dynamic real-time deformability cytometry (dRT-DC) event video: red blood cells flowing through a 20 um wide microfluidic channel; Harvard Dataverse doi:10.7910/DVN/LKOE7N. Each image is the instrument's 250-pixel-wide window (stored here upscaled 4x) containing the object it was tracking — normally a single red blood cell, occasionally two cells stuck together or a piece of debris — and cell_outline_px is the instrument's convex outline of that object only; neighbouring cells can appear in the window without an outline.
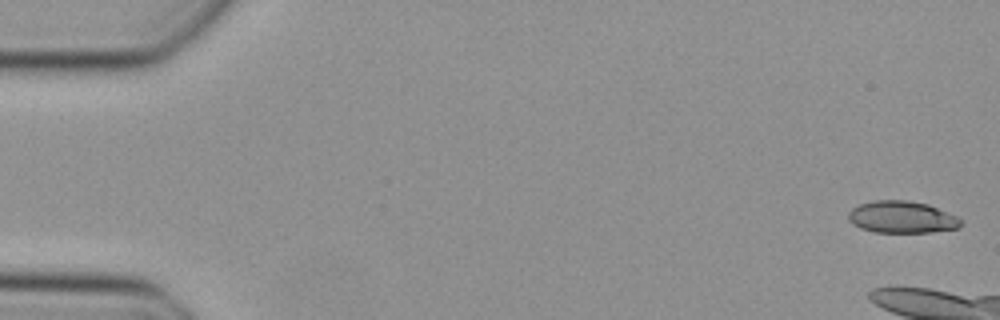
{"species": "Egyptian fruit bat (a non-hibernating species)", "species_latin": "Rousettus aegyptiacus", "temperature_condition": "cold", "stored_images_in_passage": 13, "camera_frame_rate_fps": 3000, "um_per_image_px": 0.085, "animal": {"sex": "female"}, "frame": {"image": 1, "passage_image": 1, "time_ms": 0.0, "image_size_px": [1000, 320], "cell_outline_px": [[960, 228], [932, 232], [876, 232], [860, 228], [852, 224], [848, 220], [848, 212], [852, 208], [860, 204], [872, 200], [908, 200], [928, 204], [956, 216], [960, 220]], "centroid_in_image_um": [76.62, 18.45], "position_along_channel_um": 8.4, "area_um2": 20.98}}
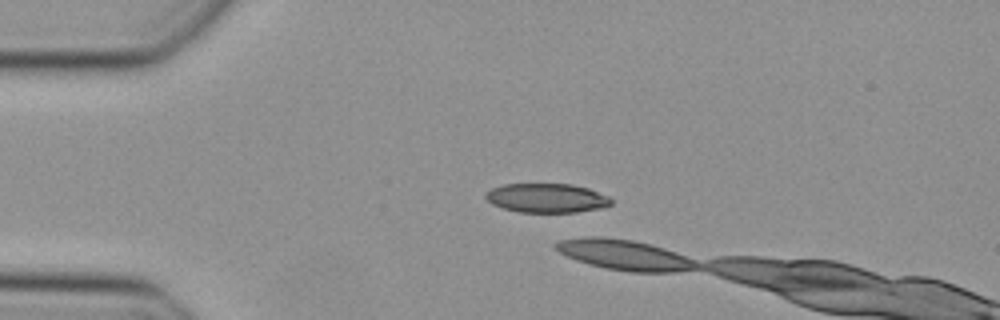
{"frame": {"image": 2, "passage_image": 11, "time_ms": 3.333, "image_size_px": [1000, 320], "cell_outline_px": [[612, 204], [600, 208], [576, 212], [520, 212], [504, 208], [492, 204], [484, 196], [492, 188], [504, 184], [572, 184], [588, 188], [608, 196], [612, 200]], "centroid_in_image_um": [46.48, 16.83], "position_along_channel_um": 38.5, "area_um2": 21.15}}